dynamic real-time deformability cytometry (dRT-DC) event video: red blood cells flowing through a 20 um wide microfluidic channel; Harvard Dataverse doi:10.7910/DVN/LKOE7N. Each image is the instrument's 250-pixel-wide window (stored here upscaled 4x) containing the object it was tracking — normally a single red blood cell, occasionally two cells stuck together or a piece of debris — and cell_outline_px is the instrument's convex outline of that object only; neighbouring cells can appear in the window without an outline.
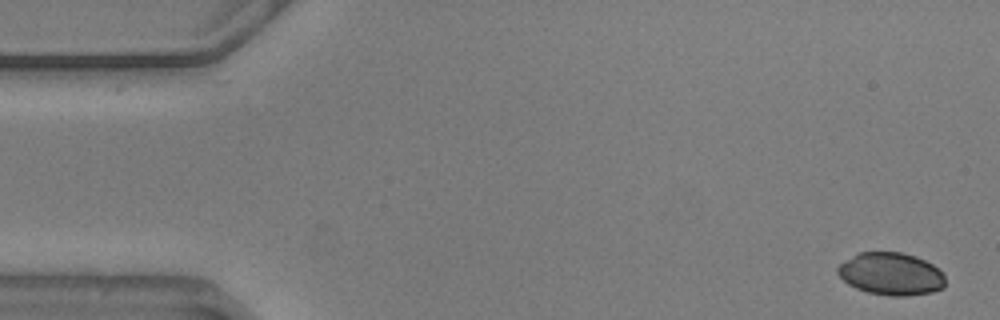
{"species": "common noctule bat (a hibernating species)", "species_latin": "Nyctalus noctula", "temperature_condition": "warm", "stored_images_in_passage": 56, "camera_frame_rate_fps": 3000, "um_per_image_px": 0.085, "animal": {"sex": "male", "body_mass_g": 20.5, "forearm_length_mm": 52.5}, "frame": {"image": 1, "passage_image": 1, "time_ms": 0.0, "image_size_px": [1000, 320], "cell_outline_px": [[944, 288], [932, 292], [904, 296], [888, 296], [868, 292], [856, 288], [848, 284], [836, 272], [836, 268], [840, 264], [860, 252], [900, 252], [916, 256], [932, 264], [944, 276]], "centroid_in_image_um": [75.73, 23.29], "position_along_channel_um": 9.3, "area_um2": 26.47}}
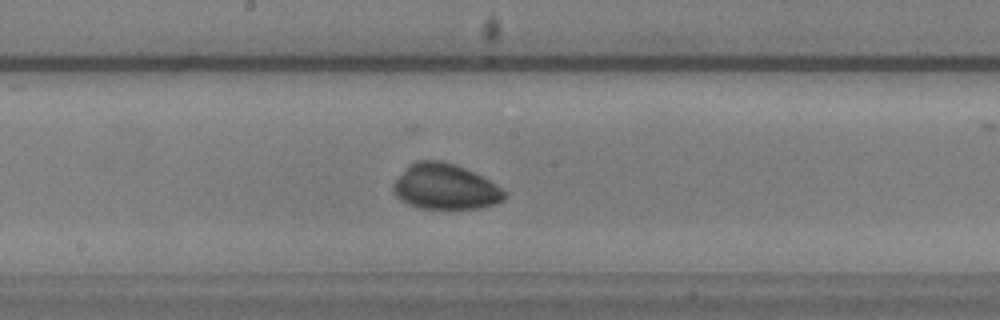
{"frame": {"image": 2, "passage_image": 28, "time_ms": 9.0, "image_size_px": [1000, 320], "cell_outline_px": [[508, 196], [504, 200], [496, 204], [480, 208], [420, 208], [408, 204], [400, 200], [396, 196], [392, 188], [392, 184], [408, 164], [416, 160], [440, 160], [464, 168], [496, 184]], "centroid_in_image_um": [37.81, 15.87], "position_along_channel_um": 210.4, "area_um2": 29.36}}
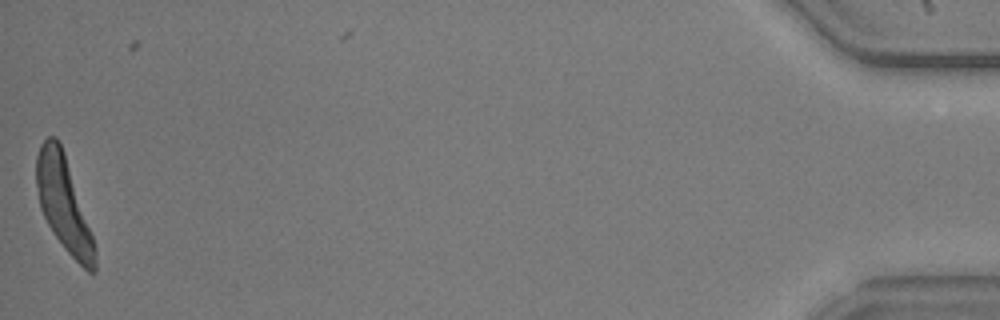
{"frame": {"image": 3, "passage_image": 55, "time_ms": 18.0, "image_size_px": [1000, 320], "cell_outline_px": [[96, 272], [88, 272], [64, 248], [48, 224], [40, 208], [36, 184], [36, 156], [40, 144], [48, 136], [56, 136], [64, 152], [96, 248]], "centroid_in_image_um": [5.39, 17.31], "position_along_channel_um": 429.8, "area_um2": 31.39}, "authors_computed_cell_mechanics": {"area_um2": 29.5647, "velocity_mm_per_s": 3.5819, "shape_relaxation_time_tau1_ms": 2.6967, "shape_relaxation_time_tau2_ms": null, "deformation_change_tau1": 0.1391, "deformation_change_tau2": null}}